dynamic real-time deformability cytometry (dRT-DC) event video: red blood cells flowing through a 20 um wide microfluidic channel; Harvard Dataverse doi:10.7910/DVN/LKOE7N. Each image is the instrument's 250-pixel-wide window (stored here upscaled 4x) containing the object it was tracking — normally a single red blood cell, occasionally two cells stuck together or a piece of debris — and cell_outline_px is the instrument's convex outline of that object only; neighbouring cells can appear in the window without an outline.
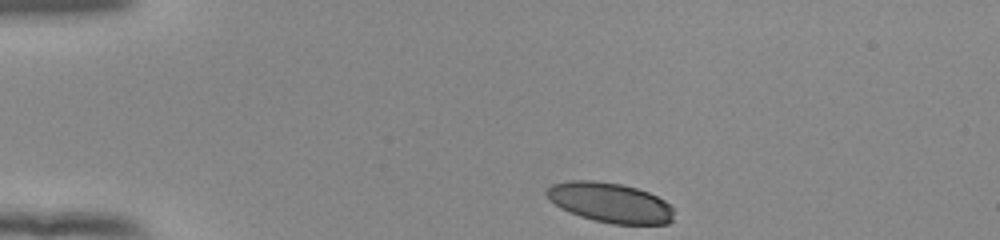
{"species": "human", "species_latin": "Homo sapiens", "temperature_condition": "room temperature", "stored_images_in_passage": 37, "camera_frame_rate_fps": 3000, "um_per_image_px": 0.085, "donor": {"sex": "female"}, "frame": {"image": 1, "passage_image": 1, "time_ms": 0.0, "image_size_px": [1000, 240], "cell_outline_px": [[672, 220], [668, 224], [612, 224], [592, 220], [568, 212], [560, 208], [544, 192], [552, 184], [568, 180], [592, 180], [620, 184], [636, 188], [648, 192], [664, 200], [672, 208]], "centroid_in_image_um": [51.84, 17.22], "position_along_channel_um": 33.2, "area_um2": 29.48}}
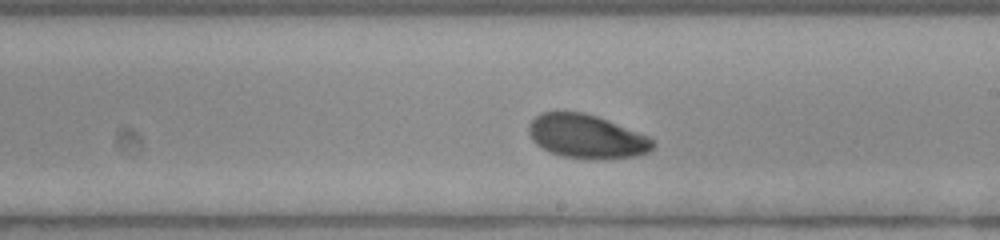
{"frame": {"image": 2, "passage_image": 22, "time_ms": 7.0, "image_size_px": [1000, 240], "cell_outline_px": [[656, 144], [648, 152], [636, 156], [564, 156], [552, 152], [536, 144], [532, 140], [528, 132], [528, 124], [540, 112], [584, 112], [608, 120], [648, 136]], "centroid_in_image_um": [49.82, 11.54], "position_along_channel_um": 239.2, "area_um2": 30.52}}
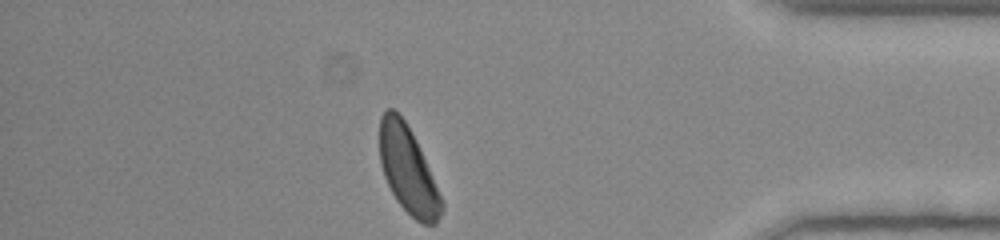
{"frame": {"image": 3, "passage_image": 37, "time_ms": 12.0, "image_size_px": [1000, 240], "cell_outline_px": [[444, 208], [436, 224], [424, 224], [416, 220], [396, 200], [384, 176], [380, 164], [380, 116], [388, 108], [392, 108], [404, 120], [416, 140], [444, 200]], "centroid_in_image_um": [34.7, 14.48], "position_along_channel_um": 400.5, "area_um2": 31.15}, "authors_computed_cell_mechanics": {"area_um2": 31.7322, "velocity_mm_per_s": 3.8446, "shape_relaxation_time_tau1_ms": 2.542, "shape_relaxation_time_tau2_ms": null, "deformation_change_tau1": 0.1045, "deformation_change_tau2": null}}